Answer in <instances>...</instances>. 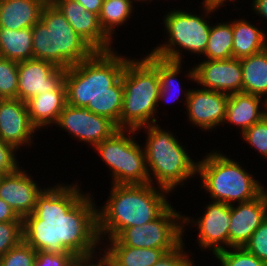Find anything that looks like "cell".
Wrapping results in <instances>:
<instances>
[{
  "instance_id": "cell-42",
  "label": "cell",
  "mask_w": 267,
  "mask_h": 266,
  "mask_svg": "<svg viewBox=\"0 0 267 266\" xmlns=\"http://www.w3.org/2000/svg\"><path fill=\"white\" fill-rule=\"evenodd\" d=\"M75 266H102V255L90 260H80Z\"/></svg>"
},
{
  "instance_id": "cell-21",
  "label": "cell",
  "mask_w": 267,
  "mask_h": 266,
  "mask_svg": "<svg viewBox=\"0 0 267 266\" xmlns=\"http://www.w3.org/2000/svg\"><path fill=\"white\" fill-rule=\"evenodd\" d=\"M265 98L249 93L238 92L229 94L226 117L223 123L236 126L241 135L246 129L265 117Z\"/></svg>"
},
{
  "instance_id": "cell-40",
  "label": "cell",
  "mask_w": 267,
  "mask_h": 266,
  "mask_svg": "<svg viewBox=\"0 0 267 266\" xmlns=\"http://www.w3.org/2000/svg\"><path fill=\"white\" fill-rule=\"evenodd\" d=\"M250 5V11L261 18L260 20L265 19L264 23H267V0H251Z\"/></svg>"
},
{
  "instance_id": "cell-1",
  "label": "cell",
  "mask_w": 267,
  "mask_h": 266,
  "mask_svg": "<svg viewBox=\"0 0 267 266\" xmlns=\"http://www.w3.org/2000/svg\"><path fill=\"white\" fill-rule=\"evenodd\" d=\"M73 182L43 189L34 212L23 218V240L36 252L72 253L90 260L101 255L102 247L97 202L92 192H83L80 180Z\"/></svg>"
},
{
  "instance_id": "cell-35",
  "label": "cell",
  "mask_w": 267,
  "mask_h": 266,
  "mask_svg": "<svg viewBox=\"0 0 267 266\" xmlns=\"http://www.w3.org/2000/svg\"><path fill=\"white\" fill-rule=\"evenodd\" d=\"M184 241L186 242V240H183L175 249L167 252L152 266H196V263L199 262L193 259L194 254H191L190 250L188 251ZM197 266L199 265L197 264Z\"/></svg>"
},
{
  "instance_id": "cell-30",
  "label": "cell",
  "mask_w": 267,
  "mask_h": 266,
  "mask_svg": "<svg viewBox=\"0 0 267 266\" xmlns=\"http://www.w3.org/2000/svg\"><path fill=\"white\" fill-rule=\"evenodd\" d=\"M18 62L0 56V99H17Z\"/></svg>"
},
{
  "instance_id": "cell-4",
  "label": "cell",
  "mask_w": 267,
  "mask_h": 266,
  "mask_svg": "<svg viewBox=\"0 0 267 266\" xmlns=\"http://www.w3.org/2000/svg\"><path fill=\"white\" fill-rule=\"evenodd\" d=\"M161 128L159 123L137 129L145 134L143 147L150 184L167 189L172 194L178 187H186L187 181L197 178L198 159L191 157L183 141L172 130ZM187 148V149H186ZM189 179V180H188ZM156 182V183H155ZM186 182V183H185Z\"/></svg>"
},
{
  "instance_id": "cell-37",
  "label": "cell",
  "mask_w": 267,
  "mask_h": 266,
  "mask_svg": "<svg viewBox=\"0 0 267 266\" xmlns=\"http://www.w3.org/2000/svg\"><path fill=\"white\" fill-rule=\"evenodd\" d=\"M80 260L72 253L38 251L33 266H75Z\"/></svg>"
},
{
  "instance_id": "cell-6",
  "label": "cell",
  "mask_w": 267,
  "mask_h": 266,
  "mask_svg": "<svg viewBox=\"0 0 267 266\" xmlns=\"http://www.w3.org/2000/svg\"><path fill=\"white\" fill-rule=\"evenodd\" d=\"M200 4L202 12L199 14L177 6L166 11L162 18L163 23H160L163 24V35H166V39L162 44L151 46L152 49L148 52L155 57L173 62L184 63L186 53H191V57L195 55L201 58L207 47L212 14L214 17L215 12L223 6L204 0Z\"/></svg>"
},
{
  "instance_id": "cell-29",
  "label": "cell",
  "mask_w": 267,
  "mask_h": 266,
  "mask_svg": "<svg viewBox=\"0 0 267 266\" xmlns=\"http://www.w3.org/2000/svg\"><path fill=\"white\" fill-rule=\"evenodd\" d=\"M210 28L208 43L202 59L207 60H226L233 58V19L229 22L216 21Z\"/></svg>"
},
{
  "instance_id": "cell-43",
  "label": "cell",
  "mask_w": 267,
  "mask_h": 266,
  "mask_svg": "<svg viewBox=\"0 0 267 266\" xmlns=\"http://www.w3.org/2000/svg\"><path fill=\"white\" fill-rule=\"evenodd\" d=\"M204 1H207V2H210V3H213V4H217V5H220V6H226V4H230V3H233L236 1L239 2L238 0H204Z\"/></svg>"
},
{
  "instance_id": "cell-33",
  "label": "cell",
  "mask_w": 267,
  "mask_h": 266,
  "mask_svg": "<svg viewBox=\"0 0 267 266\" xmlns=\"http://www.w3.org/2000/svg\"><path fill=\"white\" fill-rule=\"evenodd\" d=\"M37 252L22 240L0 257V266H33Z\"/></svg>"
},
{
  "instance_id": "cell-22",
  "label": "cell",
  "mask_w": 267,
  "mask_h": 266,
  "mask_svg": "<svg viewBox=\"0 0 267 266\" xmlns=\"http://www.w3.org/2000/svg\"><path fill=\"white\" fill-rule=\"evenodd\" d=\"M101 243V255L112 266H152L167 253L165 249L125 246L117 238Z\"/></svg>"
},
{
  "instance_id": "cell-2",
  "label": "cell",
  "mask_w": 267,
  "mask_h": 266,
  "mask_svg": "<svg viewBox=\"0 0 267 266\" xmlns=\"http://www.w3.org/2000/svg\"><path fill=\"white\" fill-rule=\"evenodd\" d=\"M124 55L116 49L95 51L89 58L67 68L64 79L67 104L106 117L120 129L122 73L131 57Z\"/></svg>"
},
{
  "instance_id": "cell-46",
  "label": "cell",
  "mask_w": 267,
  "mask_h": 266,
  "mask_svg": "<svg viewBox=\"0 0 267 266\" xmlns=\"http://www.w3.org/2000/svg\"><path fill=\"white\" fill-rule=\"evenodd\" d=\"M264 111H265V118L267 119V97L265 98V107H264Z\"/></svg>"
},
{
  "instance_id": "cell-41",
  "label": "cell",
  "mask_w": 267,
  "mask_h": 266,
  "mask_svg": "<svg viewBox=\"0 0 267 266\" xmlns=\"http://www.w3.org/2000/svg\"><path fill=\"white\" fill-rule=\"evenodd\" d=\"M83 5L86 10L99 15L103 0H76Z\"/></svg>"
},
{
  "instance_id": "cell-27",
  "label": "cell",
  "mask_w": 267,
  "mask_h": 266,
  "mask_svg": "<svg viewBox=\"0 0 267 266\" xmlns=\"http://www.w3.org/2000/svg\"><path fill=\"white\" fill-rule=\"evenodd\" d=\"M0 56L17 62L34 59L32 27L20 30L0 28Z\"/></svg>"
},
{
  "instance_id": "cell-10",
  "label": "cell",
  "mask_w": 267,
  "mask_h": 266,
  "mask_svg": "<svg viewBox=\"0 0 267 266\" xmlns=\"http://www.w3.org/2000/svg\"><path fill=\"white\" fill-rule=\"evenodd\" d=\"M183 214L171 204L158 218L124 229L116 238L125 246L175 249L183 241Z\"/></svg>"
},
{
  "instance_id": "cell-24",
  "label": "cell",
  "mask_w": 267,
  "mask_h": 266,
  "mask_svg": "<svg viewBox=\"0 0 267 266\" xmlns=\"http://www.w3.org/2000/svg\"><path fill=\"white\" fill-rule=\"evenodd\" d=\"M183 65V62H173L158 58L160 93L157 104V114L159 113V109H161V104L167 105V103L170 102L174 104L179 101L178 103L182 102L186 106L190 88L183 89L184 87L181 86L183 84L180 83V79L178 80L177 78L179 75L185 74V72H183Z\"/></svg>"
},
{
  "instance_id": "cell-39",
  "label": "cell",
  "mask_w": 267,
  "mask_h": 266,
  "mask_svg": "<svg viewBox=\"0 0 267 266\" xmlns=\"http://www.w3.org/2000/svg\"><path fill=\"white\" fill-rule=\"evenodd\" d=\"M0 222H23L21 218L4 200L0 198Z\"/></svg>"
},
{
  "instance_id": "cell-32",
  "label": "cell",
  "mask_w": 267,
  "mask_h": 266,
  "mask_svg": "<svg viewBox=\"0 0 267 266\" xmlns=\"http://www.w3.org/2000/svg\"><path fill=\"white\" fill-rule=\"evenodd\" d=\"M240 138L255 152H259L260 158L262 156L267 160V119L265 117L246 129Z\"/></svg>"
},
{
  "instance_id": "cell-19",
  "label": "cell",
  "mask_w": 267,
  "mask_h": 266,
  "mask_svg": "<svg viewBox=\"0 0 267 266\" xmlns=\"http://www.w3.org/2000/svg\"><path fill=\"white\" fill-rule=\"evenodd\" d=\"M266 217L267 196L265 192L251 201L231 204L229 248L244 247Z\"/></svg>"
},
{
  "instance_id": "cell-9",
  "label": "cell",
  "mask_w": 267,
  "mask_h": 266,
  "mask_svg": "<svg viewBox=\"0 0 267 266\" xmlns=\"http://www.w3.org/2000/svg\"><path fill=\"white\" fill-rule=\"evenodd\" d=\"M134 129H118L93 149L107 165L111 185H142L150 183L144 147L136 141Z\"/></svg>"
},
{
  "instance_id": "cell-25",
  "label": "cell",
  "mask_w": 267,
  "mask_h": 266,
  "mask_svg": "<svg viewBox=\"0 0 267 266\" xmlns=\"http://www.w3.org/2000/svg\"><path fill=\"white\" fill-rule=\"evenodd\" d=\"M267 32L251 20L233 19V58L242 59L267 48Z\"/></svg>"
},
{
  "instance_id": "cell-28",
  "label": "cell",
  "mask_w": 267,
  "mask_h": 266,
  "mask_svg": "<svg viewBox=\"0 0 267 266\" xmlns=\"http://www.w3.org/2000/svg\"><path fill=\"white\" fill-rule=\"evenodd\" d=\"M130 0H103L98 15L101 29L112 40L117 35L119 27L127 25L134 16L136 6ZM136 7V8H135Z\"/></svg>"
},
{
  "instance_id": "cell-36",
  "label": "cell",
  "mask_w": 267,
  "mask_h": 266,
  "mask_svg": "<svg viewBox=\"0 0 267 266\" xmlns=\"http://www.w3.org/2000/svg\"><path fill=\"white\" fill-rule=\"evenodd\" d=\"M244 248L258 259L267 263V217L252 234Z\"/></svg>"
},
{
  "instance_id": "cell-11",
  "label": "cell",
  "mask_w": 267,
  "mask_h": 266,
  "mask_svg": "<svg viewBox=\"0 0 267 266\" xmlns=\"http://www.w3.org/2000/svg\"><path fill=\"white\" fill-rule=\"evenodd\" d=\"M204 206L202 214L195 217L197 219L183 213V239L187 228L194 226V229H197L196 235H198L195 243L201 249L200 251H208V254L211 252L213 257L216 253L229 249L231 205L209 200Z\"/></svg>"
},
{
  "instance_id": "cell-38",
  "label": "cell",
  "mask_w": 267,
  "mask_h": 266,
  "mask_svg": "<svg viewBox=\"0 0 267 266\" xmlns=\"http://www.w3.org/2000/svg\"><path fill=\"white\" fill-rule=\"evenodd\" d=\"M17 152L12 145L0 140V175L9 174L21 166Z\"/></svg>"
},
{
  "instance_id": "cell-44",
  "label": "cell",
  "mask_w": 267,
  "mask_h": 266,
  "mask_svg": "<svg viewBox=\"0 0 267 266\" xmlns=\"http://www.w3.org/2000/svg\"><path fill=\"white\" fill-rule=\"evenodd\" d=\"M133 4H134V6H135V4L138 2V3H140L141 5L143 4V3H145V4H149V3H152V2H154V0H130ZM155 1H157V0H155Z\"/></svg>"
},
{
  "instance_id": "cell-34",
  "label": "cell",
  "mask_w": 267,
  "mask_h": 266,
  "mask_svg": "<svg viewBox=\"0 0 267 266\" xmlns=\"http://www.w3.org/2000/svg\"><path fill=\"white\" fill-rule=\"evenodd\" d=\"M23 240V222H0V257Z\"/></svg>"
},
{
  "instance_id": "cell-16",
  "label": "cell",
  "mask_w": 267,
  "mask_h": 266,
  "mask_svg": "<svg viewBox=\"0 0 267 266\" xmlns=\"http://www.w3.org/2000/svg\"><path fill=\"white\" fill-rule=\"evenodd\" d=\"M37 132V128L30 121L26 102L19 99H0L1 141L20 152L22 148L32 149V145L35 146Z\"/></svg>"
},
{
  "instance_id": "cell-13",
  "label": "cell",
  "mask_w": 267,
  "mask_h": 266,
  "mask_svg": "<svg viewBox=\"0 0 267 266\" xmlns=\"http://www.w3.org/2000/svg\"><path fill=\"white\" fill-rule=\"evenodd\" d=\"M194 63L186 74L187 80L194 82L206 90L219 91L227 94L242 92L241 61L237 58L226 60L201 59ZM196 82V83H195Z\"/></svg>"
},
{
  "instance_id": "cell-17",
  "label": "cell",
  "mask_w": 267,
  "mask_h": 266,
  "mask_svg": "<svg viewBox=\"0 0 267 266\" xmlns=\"http://www.w3.org/2000/svg\"><path fill=\"white\" fill-rule=\"evenodd\" d=\"M34 178L24 164L0 178V198L21 218L34 212L37 197L46 187L42 188Z\"/></svg>"
},
{
  "instance_id": "cell-26",
  "label": "cell",
  "mask_w": 267,
  "mask_h": 266,
  "mask_svg": "<svg viewBox=\"0 0 267 266\" xmlns=\"http://www.w3.org/2000/svg\"><path fill=\"white\" fill-rule=\"evenodd\" d=\"M242 92L267 97V48L240 59Z\"/></svg>"
},
{
  "instance_id": "cell-31",
  "label": "cell",
  "mask_w": 267,
  "mask_h": 266,
  "mask_svg": "<svg viewBox=\"0 0 267 266\" xmlns=\"http://www.w3.org/2000/svg\"><path fill=\"white\" fill-rule=\"evenodd\" d=\"M220 266H267V263L258 259L244 247H231L214 255ZM218 261V262H217Z\"/></svg>"
},
{
  "instance_id": "cell-23",
  "label": "cell",
  "mask_w": 267,
  "mask_h": 266,
  "mask_svg": "<svg viewBox=\"0 0 267 266\" xmlns=\"http://www.w3.org/2000/svg\"><path fill=\"white\" fill-rule=\"evenodd\" d=\"M46 0H0V28L20 30L41 20Z\"/></svg>"
},
{
  "instance_id": "cell-8",
  "label": "cell",
  "mask_w": 267,
  "mask_h": 266,
  "mask_svg": "<svg viewBox=\"0 0 267 266\" xmlns=\"http://www.w3.org/2000/svg\"><path fill=\"white\" fill-rule=\"evenodd\" d=\"M32 44L34 59L49 61L65 69L95 52L52 2H47L41 20L32 26Z\"/></svg>"
},
{
  "instance_id": "cell-3",
  "label": "cell",
  "mask_w": 267,
  "mask_h": 266,
  "mask_svg": "<svg viewBox=\"0 0 267 266\" xmlns=\"http://www.w3.org/2000/svg\"><path fill=\"white\" fill-rule=\"evenodd\" d=\"M111 186L108 198L97 206L101 241L116 238L126 228L152 222L171 205V192L150 183Z\"/></svg>"
},
{
  "instance_id": "cell-12",
  "label": "cell",
  "mask_w": 267,
  "mask_h": 266,
  "mask_svg": "<svg viewBox=\"0 0 267 266\" xmlns=\"http://www.w3.org/2000/svg\"><path fill=\"white\" fill-rule=\"evenodd\" d=\"M59 131L68 132L73 140L93 148L109 138L117 126L108 118L92 113L86 108L66 104L59 118L53 125ZM79 140V141H78Z\"/></svg>"
},
{
  "instance_id": "cell-20",
  "label": "cell",
  "mask_w": 267,
  "mask_h": 266,
  "mask_svg": "<svg viewBox=\"0 0 267 266\" xmlns=\"http://www.w3.org/2000/svg\"><path fill=\"white\" fill-rule=\"evenodd\" d=\"M67 104L66 86L63 82L56 90L45 91L26 101L31 123L39 131L50 130Z\"/></svg>"
},
{
  "instance_id": "cell-18",
  "label": "cell",
  "mask_w": 267,
  "mask_h": 266,
  "mask_svg": "<svg viewBox=\"0 0 267 266\" xmlns=\"http://www.w3.org/2000/svg\"><path fill=\"white\" fill-rule=\"evenodd\" d=\"M52 3L65 16L74 31L95 51L117 49L113 46L114 41L101 29L97 14L86 10L76 0H53Z\"/></svg>"
},
{
  "instance_id": "cell-47",
  "label": "cell",
  "mask_w": 267,
  "mask_h": 266,
  "mask_svg": "<svg viewBox=\"0 0 267 266\" xmlns=\"http://www.w3.org/2000/svg\"><path fill=\"white\" fill-rule=\"evenodd\" d=\"M267 187L266 186H264V192L266 193V196H267V189H266Z\"/></svg>"
},
{
  "instance_id": "cell-15",
  "label": "cell",
  "mask_w": 267,
  "mask_h": 266,
  "mask_svg": "<svg viewBox=\"0 0 267 266\" xmlns=\"http://www.w3.org/2000/svg\"><path fill=\"white\" fill-rule=\"evenodd\" d=\"M66 69L45 60L18 62L17 99L26 102L35 95L56 90L65 79Z\"/></svg>"
},
{
  "instance_id": "cell-5",
  "label": "cell",
  "mask_w": 267,
  "mask_h": 266,
  "mask_svg": "<svg viewBox=\"0 0 267 266\" xmlns=\"http://www.w3.org/2000/svg\"><path fill=\"white\" fill-rule=\"evenodd\" d=\"M123 107L120 129H134L159 122L157 104L160 93L158 57L150 52L126 62L122 73Z\"/></svg>"
},
{
  "instance_id": "cell-45",
  "label": "cell",
  "mask_w": 267,
  "mask_h": 266,
  "mask_svg": "<svg viewBox=\"0 0 267 266\" xmlns=\"http://www.w3.org/2000/svg\"><path fill=\"white\" fill-rule=\"evenodd\" d=\"M102 266H112V265L102 256Z\"/></svg>"
},
{
  "instance_id": "cell-14",
  "label": "cell",
  "mask_w": 267,
  "mask_h": 266,
  "mask_svg": "<svg viewBox=\"0 0 267 266\" xmlns=\"http://www.w3.org/2000/svg\"><path fill=\"white\" fill-rule=\"evenodd\" d=\"M196 86L188 94L185 106L187 120L203 132H214L225 121L229 94Z\"/></svg>"
},
{
  "instance_id": "cell-7",
  "label": "cell",
  "mask_w": 267,
  "mask_h": 266,
  "mask_svg": "<svg viewBox=\"0 0 267 266\" xmlns=\"http://www.w3.org/2000/svg\"><path fill=\"white\" fill-rule=\"evenodd\" d=\"M198 159L197 177L200 189L212 201L235 204L251 201L264 192V185L244 166L219 149L209 150Z\"/></svg>"
}]
</instances>
